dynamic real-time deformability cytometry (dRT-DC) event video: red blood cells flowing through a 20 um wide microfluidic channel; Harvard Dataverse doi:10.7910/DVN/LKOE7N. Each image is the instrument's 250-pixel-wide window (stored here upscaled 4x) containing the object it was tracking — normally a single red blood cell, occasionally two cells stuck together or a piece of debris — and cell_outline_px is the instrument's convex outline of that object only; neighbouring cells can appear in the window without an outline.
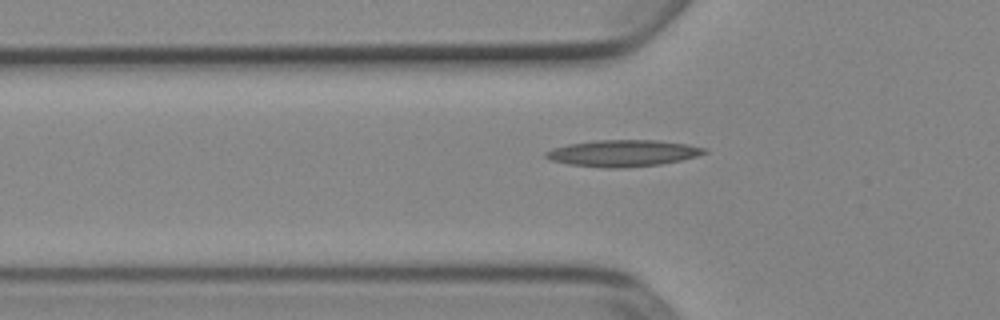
{"species": "Egyptian fruit bat (a non-hibernating species)", "species_latin": "Rousettus aegyptiacus", "temperature_condition": "cold", "stored_images_in_passage": 40, "camera_frame_rate_fps": 3000, "um_per_image_px": 0.085, "animal": {"sex": "female"}, "frame": {"image": 1, "passage_image": 8, "time_ms": 2.333, "image_size_px": [1000, 320], "cell_outline_px": [[708, 152], [696, 156], [680, 160], [660, 164], [624, 168], [604, 168], [568, 164], [552, 160], [544, 156], [544, 152], [552, 148], [568, 144], [596, 140], [656, 140], [688, 144], [708, 148]], "centroid_in_image_um": [52.95, 13.02], "position_along_channel_um": 72.9, "area_um2": 24.62}}
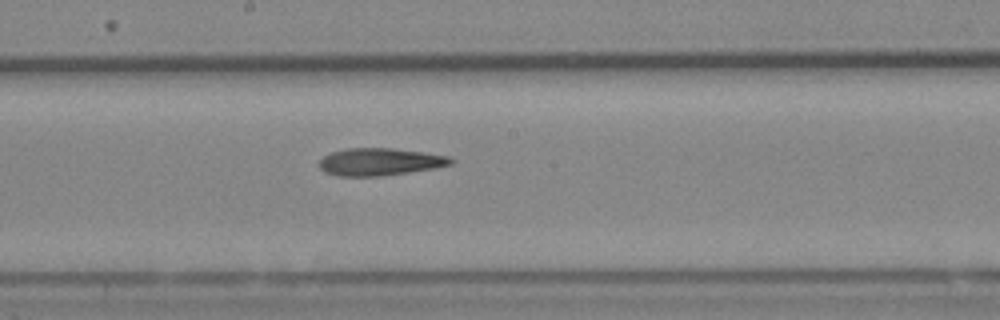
{"frame": {"image": 2, "passage_image": 19, "time_ms": 6.0, "image_size_px": [1000, 320], "cell_outline_px": [[456, 160], [452, 164], [436, 168], [380, 176], [336, 176], [324, 172], [316, 164], [324, 156], [332, 152], [344, 148], [392, 148], [448, 156]], "centroid_in_image_um": [32.25, 13.76], "position_along_channel_um": 215.9, "area_um2": 21.1}}
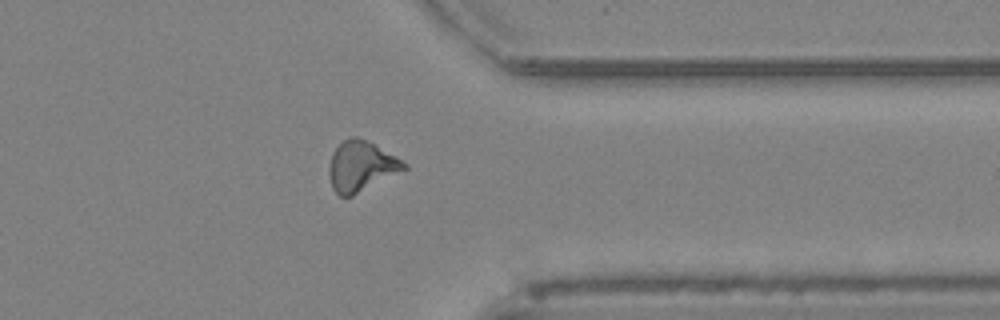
{"frame": {"image": 3, "passage_image": 32, "time_ms": 10.333, "image_size_px": [1000, 320], "cell_outline_px": [[408, 168], [352, 196], [340, 196], [332, 188], [328, 172], [328, 164], [332, 152], [344, 140], [352, 136], [356, 136], [372, 144], [408, 164]], "centroid_in_image_um": [30.65, 14.15], "position_along_channel_um": 380.7, "area_um2": 21.56}}